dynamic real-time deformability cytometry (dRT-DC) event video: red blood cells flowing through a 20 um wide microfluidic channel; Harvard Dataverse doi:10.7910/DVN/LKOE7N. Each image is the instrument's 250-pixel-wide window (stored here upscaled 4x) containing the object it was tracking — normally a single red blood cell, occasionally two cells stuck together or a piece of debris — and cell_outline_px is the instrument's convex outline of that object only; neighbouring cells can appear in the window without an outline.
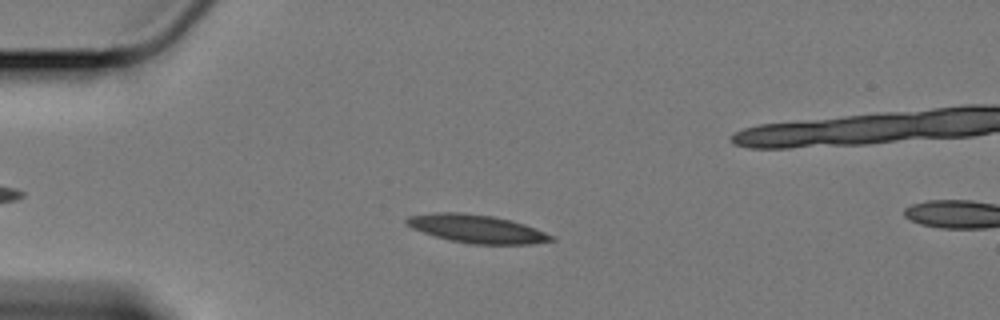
{"species": "Egyptian fruit bat (a non-hibernating species)", "species_latin": "Rousettus aegyptiacus", "temperature_condition": "cold", "stored_images_in_passage": 43, "camera_frame_rate_fps": 3000, "um_per_image_px": 0.085, "animal": {"sex": "female"}, "frame": {"image": 1, "passage_image": 11, "time_ms": 3.333, "image_size_px": [1000, 320], "cell_outline_px": [[556, 240], [532, 244], [472, 244], [448, 240], [412, 228], [404, 220], [408, 216], [432, 212], [460, 212], [492, 216], [512, 220], [536, 228], [556, 236]], "centroid_in_image_um": [40.57, 19.45], "position_along_channel_um": 44.4, "area_um2": 23.87}}
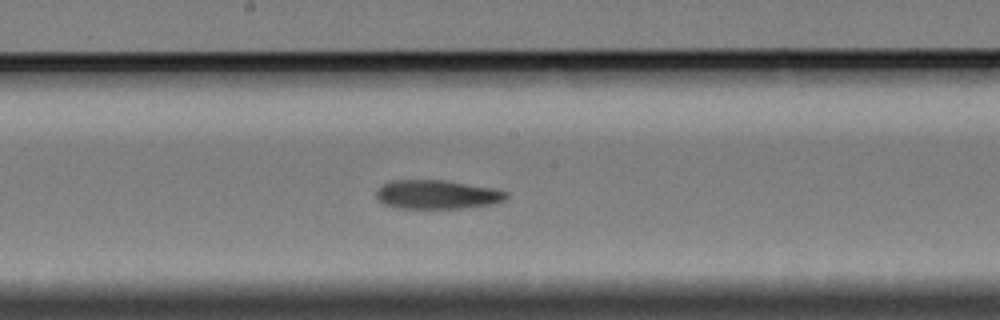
{"frame": {"image": 2, "passage_image": 28, "time_ms": 9.0, "image_size_px": [1000, 320], "cell_outline_px": [[508, 196], [504, 200], [492, 204], [464, 208], [396, 208], [384, 204], [376, 196], [376, 188], [380, 184], [392, 180], [444, 180], [492, 188], [508, 192]], "centroid_in_image_um": [37.11, 16.53], "position_along_channel_um": 211.1, "area_um2": 21.96}}
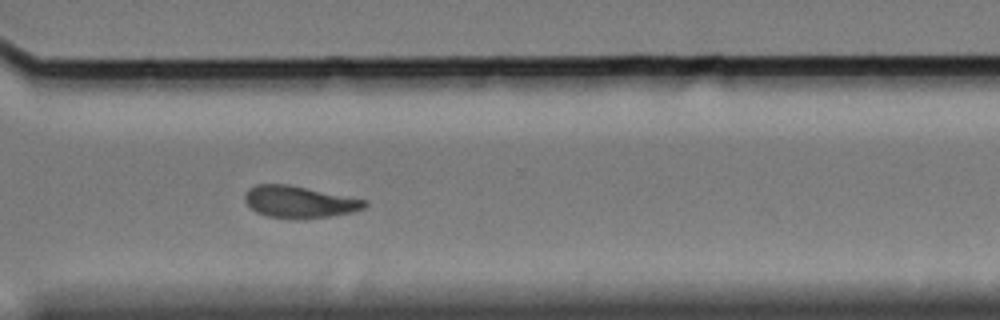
{"frame": {"image": 3, "passage_image": 40, "time_ms": 13.0, "image_size_px": [1000, 320], "cell_outline_px": [[368, 204], [364, 208], [352, 212], [304, 220], [292, 220], [268, 216], [256, 212], [244, 200], [244, 192], [248, 188], [256, 184], [288, 184], [368, 200]], "centroid_in_image_um": [25.43, 17.17], "position_along_channel_um": 345.2, "area_um2": 22.6}}